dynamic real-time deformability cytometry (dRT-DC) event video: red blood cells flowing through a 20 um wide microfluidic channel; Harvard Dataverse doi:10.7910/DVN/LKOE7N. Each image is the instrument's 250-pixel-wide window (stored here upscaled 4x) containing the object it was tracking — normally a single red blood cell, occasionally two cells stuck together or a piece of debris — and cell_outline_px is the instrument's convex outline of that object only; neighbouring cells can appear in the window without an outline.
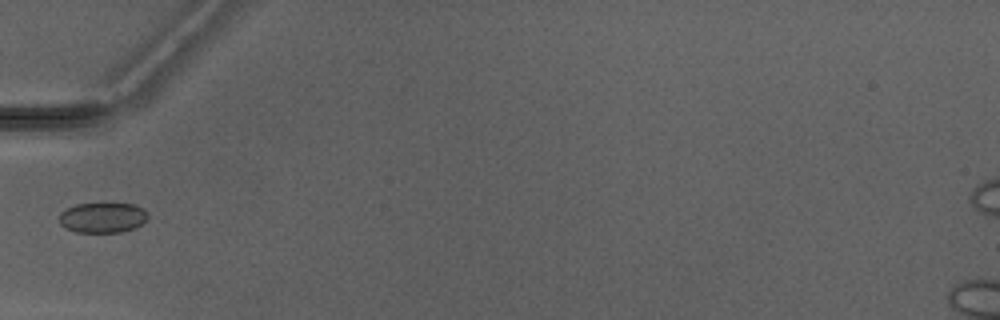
{"species": "Egyptian fruit bat (a non-hibernating species)", "species_latin": "Rousettus aegyptiacus", "temperature_condition": "warm", "stored_images_in_passage": 2, "camera_frame_rate_fps": 3000, "um_per_image_px": 0.085, "animal": {"sex": "male"}, "frame": {"image": 1, "passage_image": 1, "time_ms": 0.0, "image_size_px": [1000, 320], "cell_outline_px": [[148, 220], [132, 228], [120, 232], [76, 232], [64, 228], [60, 224], [60, 212], [76, 204], [108, 200], [112, 200], [132, 204], [144, 208], [148, 212]], "centroid_in_image_um": [8.74, 18.43], "position_along_channel_um": 76.3, "area_um2": 16.42}}